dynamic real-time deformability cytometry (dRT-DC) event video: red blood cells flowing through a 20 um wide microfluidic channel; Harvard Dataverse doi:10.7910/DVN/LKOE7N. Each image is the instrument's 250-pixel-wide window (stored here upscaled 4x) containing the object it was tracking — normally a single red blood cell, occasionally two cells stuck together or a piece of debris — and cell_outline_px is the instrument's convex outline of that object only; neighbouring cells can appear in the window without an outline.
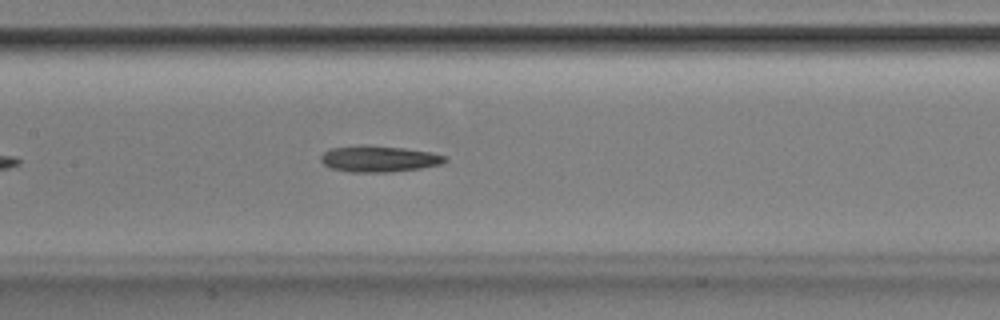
{"species": "Egyptian fruit bat (a non-hibernating species)", "species_latin": "Rousettus aegyptiacus", "temperature_condition": "room temperature", "stored_images_in_passage": 41, "camera_frame_rate_fps": 3000, "um_per_image_px": 0.085, "animal": {"sex": "male"}, "frame": {"image": 1, "passage_image": 13, "time_ms": 4.0, "image_size_px": [1000, 320], "cell_outline_px": [[448, 160], [440, 164], [420, 168], [392, 172], [348, 172], [332, 168], [324, 164], [320, 160], [320, 156], [328, 148], [404, 148], [428, 152], [444, 156]], "centroid_in_image_um": [32.21, 13.55], "position_along_channel_um": 175.2, "area_um2": 17.92}}
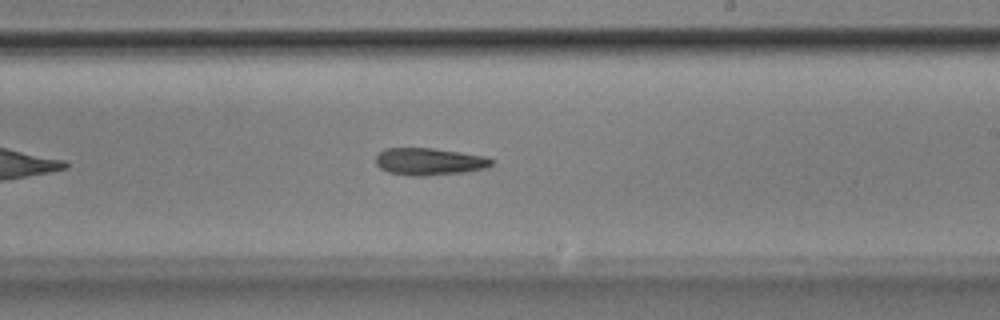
{"frame": {"image": 2, "passage_image": 19, "time_ms": 6.0, "image_size_px": [1000, 320], "cell_outline_px": [[492, 164], [484, 168], [464, 172], [424, 176], [412, 176], [388, 172], [380, 168], [376, 164], [376, 156], [384, 148], [432, 148], [460, 152], [484, 156], [492, 160]], "centroid_in_image_um": [36.44, 13.73], "position_along_channel_um": 252.6, "area_um2": 18.21}}
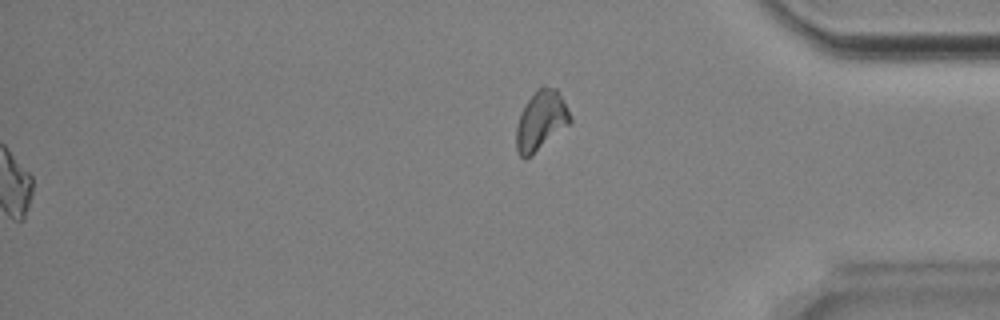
{"frame": {"image": 3, "passage_image": 41, "time_ms": 13.333, "image_size_px": [1000, 320], "cell_outline_px": [[572, 120], [568, 124], [532, 156], [524, 160], [520, 156], [516, 148], [516, 128], [520, 112], [524, 104], [544, 84], [556, 88], [572, 116]], "centroid_in_image_um": [45.96, 10.27], "position_along_channel_um": 389.2, "area_um2": 18.61}}